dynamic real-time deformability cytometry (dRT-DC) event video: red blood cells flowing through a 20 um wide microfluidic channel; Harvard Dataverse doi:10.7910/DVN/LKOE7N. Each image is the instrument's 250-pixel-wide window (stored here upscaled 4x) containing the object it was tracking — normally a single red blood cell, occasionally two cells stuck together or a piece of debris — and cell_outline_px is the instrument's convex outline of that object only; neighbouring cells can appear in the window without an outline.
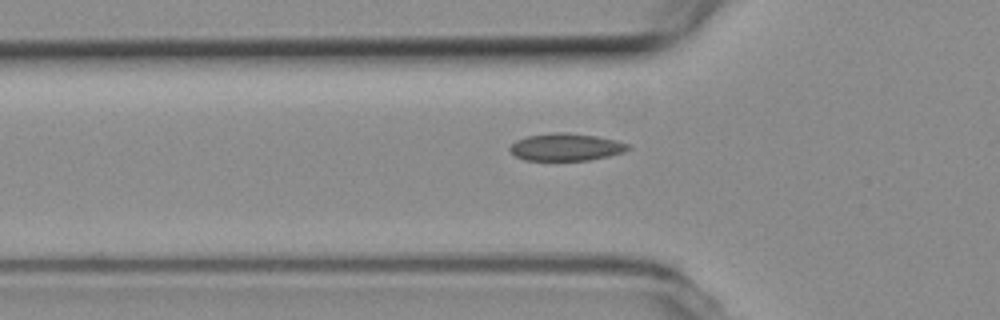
{"species": "common noctule bat (a hibernating species)", "species_latin": "Nyctalus noctula", "temperature_condition": "room temperature", "stored_images_in_passage": 37, "camera_frame_rate_fps": 3000, "um_per_image_px": 0.085, "animal": {"sex": "female", "body_mass_g": 19.3, "forearm_length_mm": 54.1}, "frame": {"image": 1, "passage_image": 2, "time_ms": 0.333, "image_size_px": [1000, 320], "cell_outline_px": [[632, 148], [624, 152], [608, 156], [588, 160], [524, 160], [516, 156], [508, 148], [516, 140], [528, 136], [552, 132], [568, 132], [596, 136], [616, 140], [632, 144]], "centroid_in_image_um": [48.15, 12.49], "position_along_channel_um": 77.6, "area_um2": 18.96}}
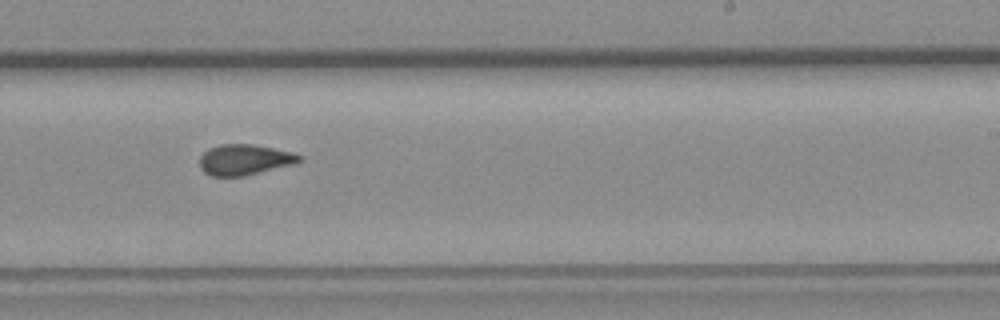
{"frame": {"image": 2, "passage_image": 17, "time_ms": 5.333, "image_size_px": [1000, 320], "cell_outline_px": [[304, 160], [292, 164], [244, 176], [212, 176], [204, 172], [200, 168], [200, 156], [208, 148], [220, 144], [252, 144], [292, 152], [304, 156]], "centroid_in_image_um": [20.78, 13.57], "position_along_channel_um": 268.2, "area_um2": 17.8}}
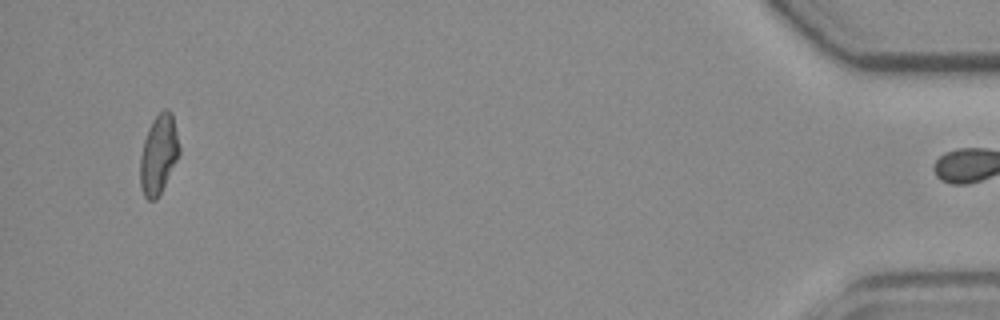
{"frame": {"image": 3, "passage_image": 36, "time_ms": 11.667, "image_size_px": [1000, 320], "cell_outline_px": [[180, 156], [156, 200], [148, 200], [144, 196], [140, 184], [140, 156], [144, 140], [148, 128], [152, 120], [164, 108], [168, 108], [172, 112], [180, 148]], "centroid_in_image_um": [13.49, 13.11], "position_along_channel_um": 421.7, "area_um2": 18.21}, "authors_computed_cell_mechanics": {"area_um2": 17.8602, "velocity_mm_per_s": 3.8034, "shape_relaxation_time_tau1_ms": null, "shape_relaxation_time_tau2_ms": 2.4477, "deformation_change_tau1": null, "deformation_change_tau2": 0.0678}}